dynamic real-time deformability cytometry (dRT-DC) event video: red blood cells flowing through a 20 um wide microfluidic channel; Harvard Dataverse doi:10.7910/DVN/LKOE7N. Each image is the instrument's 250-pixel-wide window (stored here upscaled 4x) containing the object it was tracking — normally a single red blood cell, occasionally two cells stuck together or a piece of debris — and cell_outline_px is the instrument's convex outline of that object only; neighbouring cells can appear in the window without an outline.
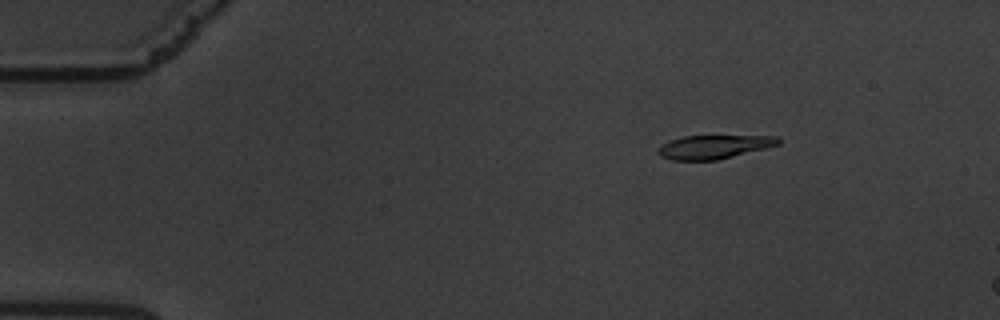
{"species": "common noctule bat (a hibernating species)", "species_latin": "Nyctalus noctula", "temperature_condition": "warm", "stored_images_in_passage": 15, "camera_frame_rate_fps": 3000, "um_per_image_px": 0.085, "animal": {"sex": "male", "body_mass_g": 19.5, "forearm_length_mm": 54.6}, "frame": {"image": 1, "passage_image": 9, "time_ms": 2.667, "image_size_px": [1000, 320], "cell_outline_px": [[780, 144], [716, 160], [672, 160], [660, 156], [656, 152], [660, 144], [684, 136], [776, 136], [780, 140]], "centroid_in_image_um": [60.62, 12.48], "position_along_channel_um": 24.4, "area_um2": 16.36}}